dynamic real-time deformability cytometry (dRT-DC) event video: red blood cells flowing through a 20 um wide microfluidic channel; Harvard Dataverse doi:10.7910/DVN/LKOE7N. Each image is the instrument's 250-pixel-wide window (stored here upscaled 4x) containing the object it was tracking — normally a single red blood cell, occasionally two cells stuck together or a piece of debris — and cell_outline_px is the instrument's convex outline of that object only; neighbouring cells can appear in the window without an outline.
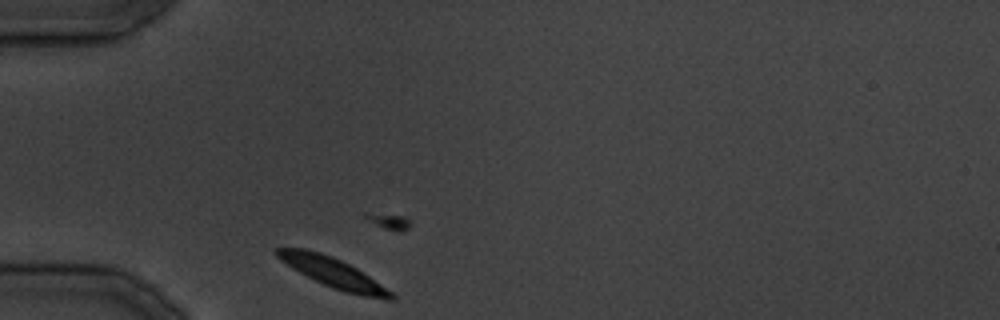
{"species": "common noctule bat (a hibernating species)", "species_latin": "Nyctalus noctula", "temperature_condition": "cold", "stored_images_in_passage": 26, "camera_frame_rate_fps": 3000, "um_per_image_px": 0.085, "animal": {"sex": "male", "body_mass_g": 19.5, "forearm_length_mm": 54.6}, "frame": {"image": 1, "passage_image": 1, "time_ms": 0.0, "image_size_px": [1000, 320], "cell_outline_px": [[396, 300], [388, 300], [364, 296], [344, 292], [332, 288], [292, 268], [280, 260], [272, 252], [276, 248], [304, 248], [320, 252], [332, 256], [356, 268], [392, 292], [396, 296]], "centroid_in_image_um": [28.29, 23.17], "position_along_channel_um": 56.7, "area_um2": 19.59}}
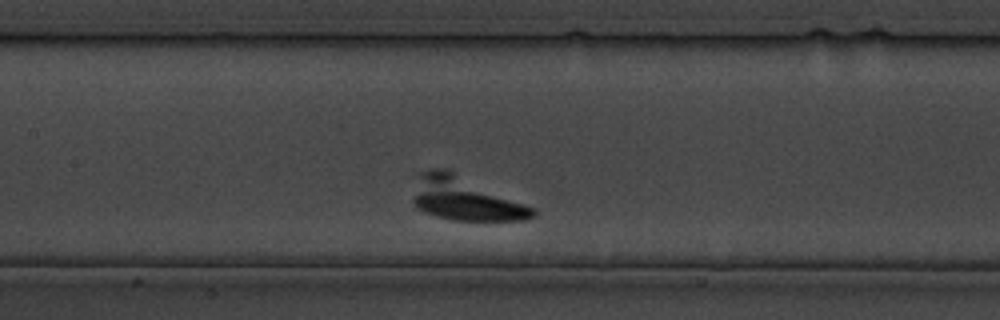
{"frame": {"image": 2, "passage_image": 8, "time_ms": 8.667, "image_size_px": [1000, 320], "cell_outline_px": [[536, 216], [528, 220], [452, 220], [436, 216], [424, 212], [416, 208], [412, 200], [420, 172], [432, 168], [448, 168], [536, 208]], "centroid_in_image_um": [39.57, 16.88], "position_along_channel_um": 167.8, "area_um2": 30.75}}
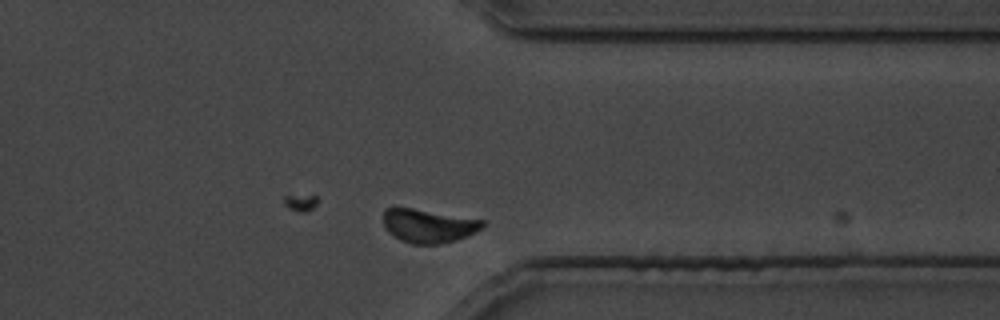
{"frame": {"image": 3, "passage_image": 20, "time_ms": 23.333, "image_size_px": [1000, 320], "cell_outline_px": [[484, 228], [456, 240], [436, 244], [412, 244], [400, 240], [388, 232], [384, 228], [384, 208], [412, 208], [484, 220]], "centroid_in_image_um": [36.4, 19.2], "position_along_channel_um": 375.0, "area_um2": 19.31}}